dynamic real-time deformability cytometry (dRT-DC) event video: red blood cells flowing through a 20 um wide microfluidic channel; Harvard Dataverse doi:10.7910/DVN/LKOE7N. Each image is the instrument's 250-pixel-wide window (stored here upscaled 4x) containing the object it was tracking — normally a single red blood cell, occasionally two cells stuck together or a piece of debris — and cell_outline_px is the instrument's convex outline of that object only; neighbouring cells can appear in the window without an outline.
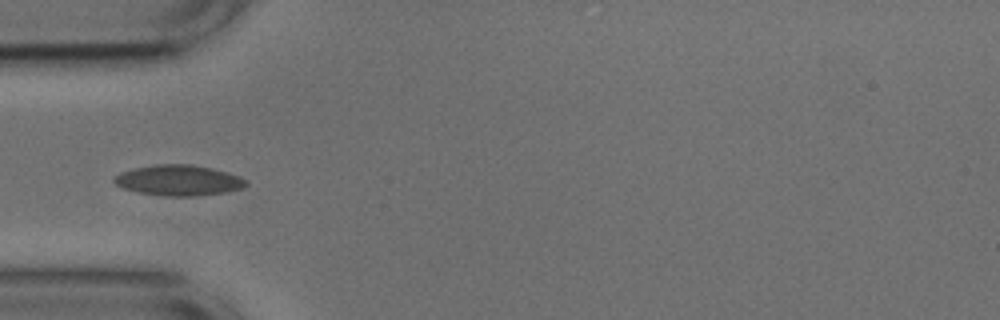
{"species": "common noctule bat (a hibernating species)", "species_latin": "Nyctalus noctula", "temperature_condition": "cold", "stored_images_in_passage": 38, "camera_frame_rate_fps": 3000, "um_per_image_px": 0.085, "animal": {"sex": "male", "body_mass_g": 17.9, "forearm_length_mm": 54.2}, "frame": {"image": 1, "passage_image": 1, "time_ms": 0.0, "image_size_px": [1000, 320], "cell_outline_px": [[248, 184], [240, 188], [224, 192], [196, 196], [168, 196], [140, 192], [124, 188], [116, 184], [112, 180], [112, 176], [120, 172], [136, 168], [156, 164], [192, 164], [212, 168], [240, 176]], "centroid_in_image_um": [15.15, 15.31], "position_along_channel_um": 69.8, "area_um2": 23.29}}
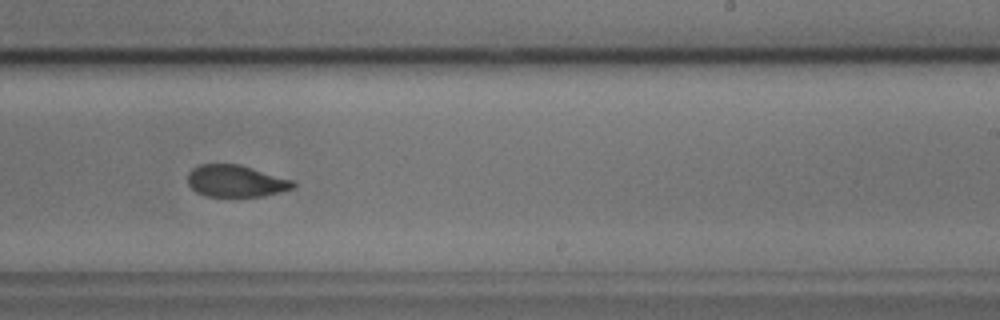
{"frame": {"image": 2, "passage_image": 17, "time_ms": 5.333, "image_size_px": [1000, 320], "cell_outline_px": [[296, 184], [292, 188], [280, 192], [264, 196], [204, 196], [196, 192], [188, 184], [188, 172], [192, 168], [200, 164], [240, 164], [296, 180]], "centroid_in_image_um": [20.07, 15.38], "position_along_channel_um": 268.9, "area_um2": 19.83}}
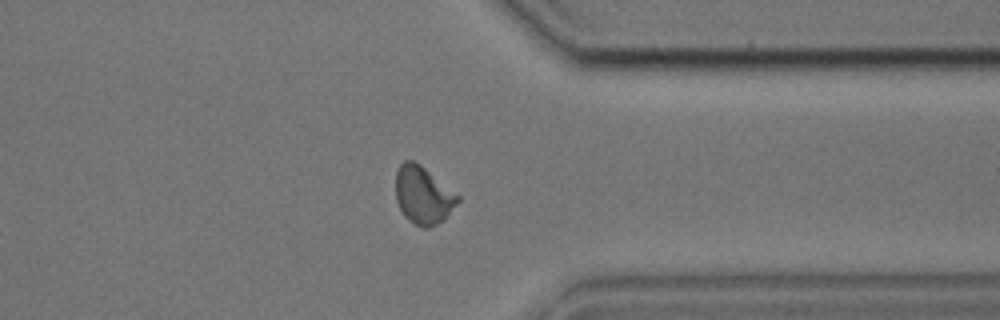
{"frame": {"image": 3, "passage_image": 26, "time_ms": 8.333, "image_size_px": [1000, 320], "cell_outline_px": [[460, 200], [444, 220], [428, 228], [420, 228], [408, 220], [404, 216], [396, 200], [396, 172], [400, 164], [404, 160], [412, 160], [420, 164], [460, 196]], "centroid_in_image_um": [35.96, 16.6], "position_along_channel_um": 375.4, "area_um2": 20.92}, "authors_computed_cell_mechanics": {"area_um2": 20.519, "velocity_mm_per_s": 3.7227, "shape_relaxation_time_tau1_ms": null, "shape_relaxation_time_tau2_ms": 1.9374, "deformation_change_tau1": null, "deformation_change_tau2": 0.0568}}